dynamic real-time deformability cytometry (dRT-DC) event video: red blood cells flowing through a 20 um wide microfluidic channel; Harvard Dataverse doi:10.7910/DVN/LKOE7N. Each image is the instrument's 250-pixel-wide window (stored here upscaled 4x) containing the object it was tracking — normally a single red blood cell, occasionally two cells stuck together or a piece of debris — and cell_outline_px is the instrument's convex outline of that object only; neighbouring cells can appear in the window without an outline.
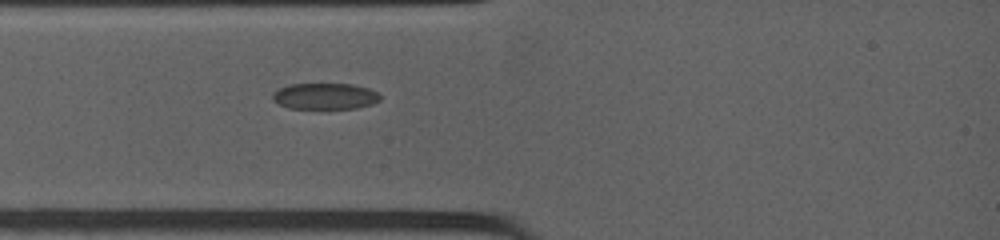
{"species": "common noctule bat (a hibernating species)", "species_latin": "Nyctalus noctula", "temperature_condition": "warm", "stored_images_in_passage": 38, "camera_frame_rate_fps": 4500, "um_per_image_px": 0.085, "animal": {"sex": "female", "body_mass_g": 19.0, "forearm_length_mm": 53.3}, "frame": {"image": 1, "passage_image": 1, "time_ms": 0.0, "image_size_px": [1000, 240], "cell_outline_px": [[380, 100], [372, 104], [356, 108], [288, 108], [272, 100], [272, 92], [288, 84], [352, 84], [368, 88], [376, 92], [380, 96]], "centroid_in_image_um": [27.6, 8.17], "position_along_channel_um": 57.4, "area_um2": 16.36}}
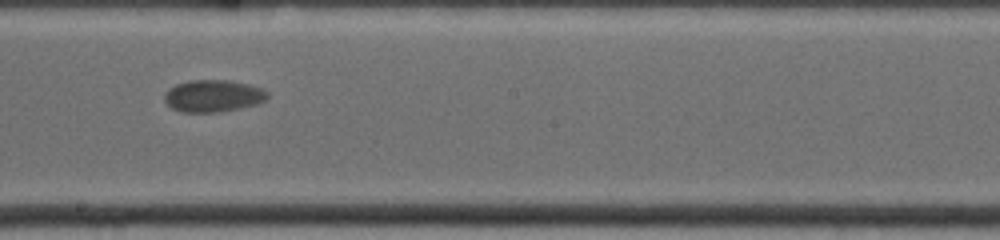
{"frame": {"image": 2, "passage_image": 14, "time_ms": 4.667, "image_size_px": [1000, 240], "cell_outline_px": [[268, 96], [260, 104], [220, 112], [180, 112], [172, 108], [164, 100], [164, 96], [168, 88], [176, 84], [188, 80], [228, 80], [248, 84], [264, 88], [268, 92]], "centroid_in_image_um": [18.13, 8.15], "position_along_channel_um": 230.1, "area_um2": 19.48}}
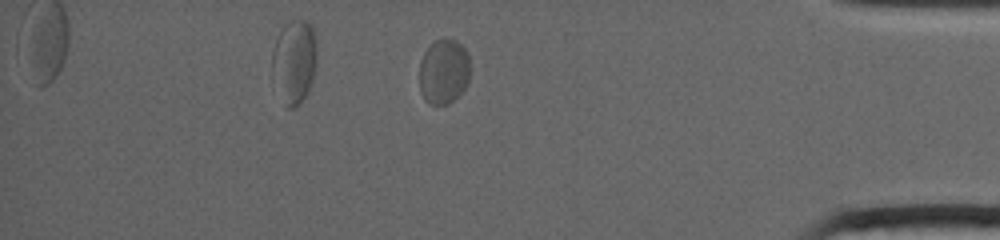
{"frame": {"image": 3, "passage_image": 29, "time_ms": 10.222, "image_size_px": [1000, 240], "cell_outline_px": [[468, 84], [448, 104], [428, 104], [424, 100], [420, 88], [420, 60], [424, 52], [436, 40], [456, 40], [464, 48], [468, 56]], "centroid_in_image_um": [37.69, 6.1], "position_along_channel_um": 397.5, "area_um2": 18.84}}